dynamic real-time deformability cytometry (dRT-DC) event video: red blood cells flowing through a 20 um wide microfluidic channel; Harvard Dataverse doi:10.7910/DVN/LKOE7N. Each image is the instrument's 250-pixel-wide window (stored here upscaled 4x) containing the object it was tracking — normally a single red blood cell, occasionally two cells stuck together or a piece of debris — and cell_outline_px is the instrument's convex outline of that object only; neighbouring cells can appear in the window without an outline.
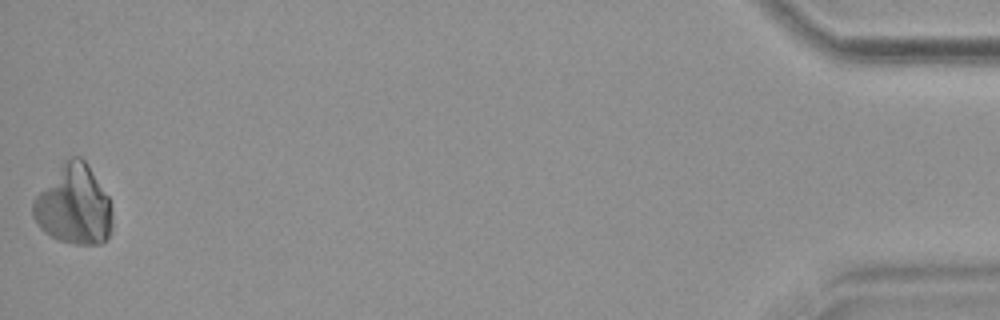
{"species": "common noctule bat (a hibernating species)", "species_latin": "Nyctalus noctula", "temperature_condition": "warm", "stored_images_in_passage": 40, "camera_frame_rate_fps": 3000, "um_per_image_px": 0.085, "animal": {"sex": "female", "body_mass_g": 18.4}, "frame": {"image": 1, "passage_image": 40, "time_ms": 13.0, "image_size_px": [1000, 320], "cell_outline_px": [[112, 232], [100, 244], [76, 244], [60, 240], [44, 232], [40, 228], [32, 216], [32, 200], [64, 160], [72, 156], [80, 156], [88, 164], [108, 196], [112, 212]], "centroid_in_image_um": [6.27, 17.43], "position_along_channel_um": 428.9, "area_um2": 36.76}}